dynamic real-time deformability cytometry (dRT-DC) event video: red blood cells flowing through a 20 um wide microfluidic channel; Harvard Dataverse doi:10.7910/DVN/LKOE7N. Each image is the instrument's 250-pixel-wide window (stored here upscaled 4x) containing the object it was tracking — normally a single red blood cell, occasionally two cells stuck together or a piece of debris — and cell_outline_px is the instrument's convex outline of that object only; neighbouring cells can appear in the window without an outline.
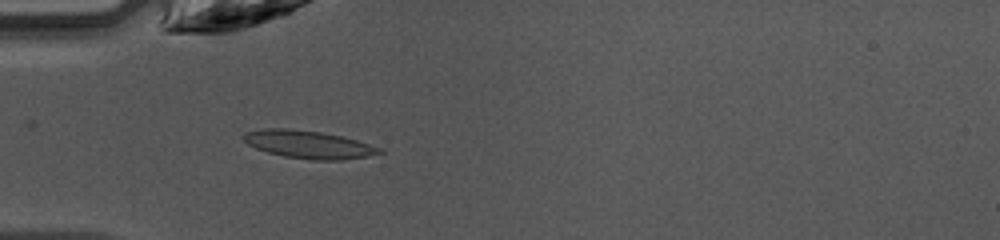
{"species": "common noctule bat (a hibernating species)", "species_latin": "Nyctalus noctula", "temperature_condition": "warm", "stored_images_in_passage": 34, "camera_frame_rate_fps": 3000, "um_per_image_px": 0.085, "animal": {"sex": "female", "body_mass_g": 10.0, "forearm_length_mm": 53.1}, "frame": {"image": 1, "passage_image": 1, "time_ms": 0.0, "image_size_px": [1000, 240], "cell_outline_px": [[384, 152], [368, 156], [340, 160], [312, 160], [284, 156], [268, 152], [256, 148], [248, 144], [244, 140], [244, 132], [264, 128], [288, 128], [320, 132], [344, 136], [384, 148]], "centroid_in_image_um": [26.27, 12.27], "position_along_channel_um": 58.7, "area_um2": 22.14}}
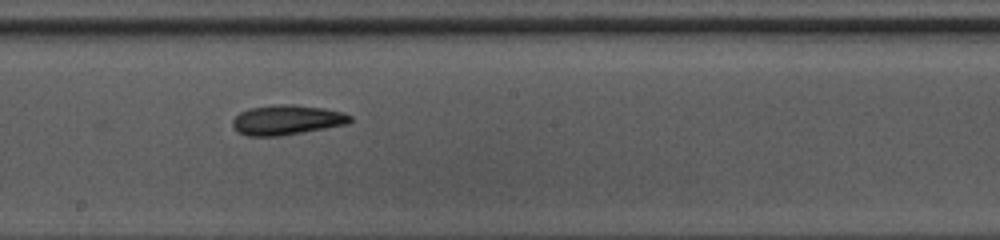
{"frame": {"image": 2, "passage_image": 13, "time_ms": 4.0, "image_size_px": [1000, 240], "cell_outline_px": [[352, 120], [348, 124], [280, 136], [248, 136], [236, 132], [232, 128], [232, 120], [240, 112], [248, 108], [272, 104], [296, 104], [324, 108], [344, 112], [352, 116]], "centroid_in_image_um": [24.36, 10.18], "position_along_channel_um": 223.8, "area_um2": 20.81}}
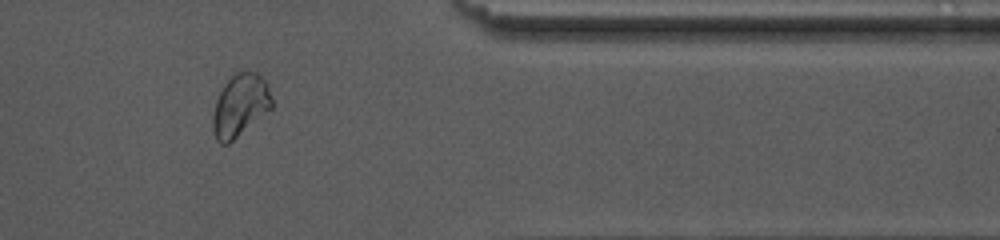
{"frame": {"image": 3, "passage_image": 26, "time_ms": 8.333, "image_size_px": [1000, 240], "cell_outline_px": [[272, 108], [228, 144], [220, 144], [216, 140], [212, 128], [212, 116], [216, 100], [224, 84], [232, 72], [256, 72], [264, 80], [272, 96]], "centroid_in_image_um": [20.39, 8.96], "position_along_channel_um": 391.0, "area_um2": 21.44}, "authors_computed_cell_mechanics": {"area_um2": 20.6924, "velocity_mm_per_s": 4.2099, "shape_relaxation_time_tau1_ms": null, "shape_relaxation_time_tau2_ms": 1.9336, "deformation_change_tau1": null, "deformation_change_tau2": 0.0837}}